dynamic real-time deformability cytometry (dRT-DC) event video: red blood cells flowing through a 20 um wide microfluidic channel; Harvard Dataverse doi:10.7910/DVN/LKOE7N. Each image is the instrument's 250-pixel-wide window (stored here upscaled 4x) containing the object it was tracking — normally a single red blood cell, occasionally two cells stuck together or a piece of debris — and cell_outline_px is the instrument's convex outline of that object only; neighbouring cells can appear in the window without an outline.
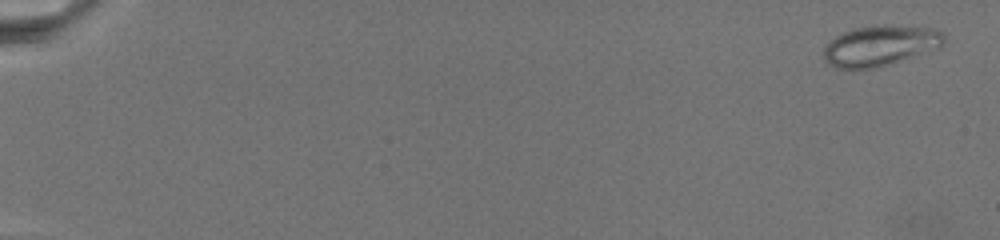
{"species": "common noctule bat (a hibernating species)", "species_latin": "Nyctalus noctula", "temperature_condition": "warm", "stored_images_in_passage": 41, "camera_frame_rate_fps": 3000, "um_per_image_px": 0.085, "animal": {"sex": "female", "body_mass_g": 19.5, "forearm_length_mm": 54.1}, "frame": {"image": 1, "passage_image": 1, "time_ms": 0.0, "image_size_px": [1000, 240], "cell_outline_px": [[944, 44], [940, 48], [888, 64], [872, 68], [836, 68], [828, 64], [824, 60], [824, 48], [836, 36], [844, 32], [856, 28], [884, 24], [888, 24], [936, 28], [944, 32]], "centroid_in_image_um": [74.87, 3.86], "position_along_channel_um": 10.1, "area_um2": 28.38}}
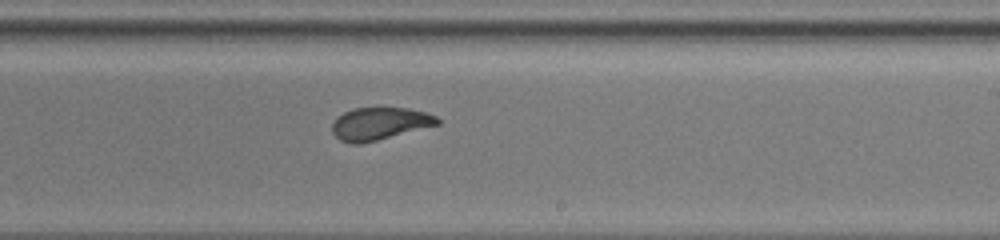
{"frame": {"image": 2, "passage_image": 20, "time_ms": 15.667, "image_size_px": [1000, 240], "cell_outline_px": [[440, 124], [360, 144], [352, 144], [340, 140], [332, 132], [332, 124], [336, 116], [352, 108], [408, 108], [424, 112], [436, 116], [440, 120]], "centroid_in_image_um": [32.23, 10.5], "position_along_channel_um": 256.8, "area_um2": 19.83}}
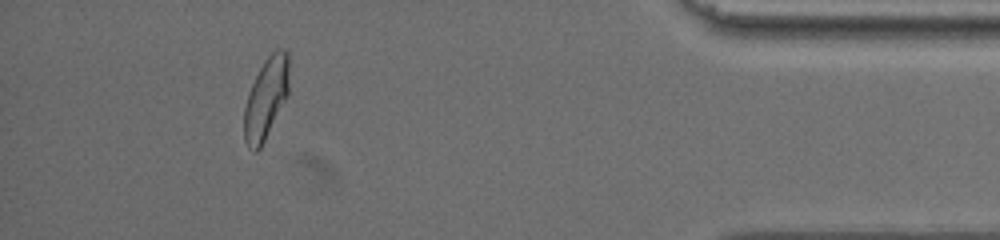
{"frame": {"image": 3, "passage_image": 35, "time_ms": 22.667, "image_size_px": [1000, 240], "cell_outline_px": [[288, 96], [260, 148], [256, 152], [252, 152], [248, 148], [244, 140], [244, 108], [248, 92], [264, 60], [276, 48], [284, 48], [288, 52]], "centroid_in_image_um": [22.6, 8.36], "position_along_channel_um": 412.6, "area_um2": 21.33}}